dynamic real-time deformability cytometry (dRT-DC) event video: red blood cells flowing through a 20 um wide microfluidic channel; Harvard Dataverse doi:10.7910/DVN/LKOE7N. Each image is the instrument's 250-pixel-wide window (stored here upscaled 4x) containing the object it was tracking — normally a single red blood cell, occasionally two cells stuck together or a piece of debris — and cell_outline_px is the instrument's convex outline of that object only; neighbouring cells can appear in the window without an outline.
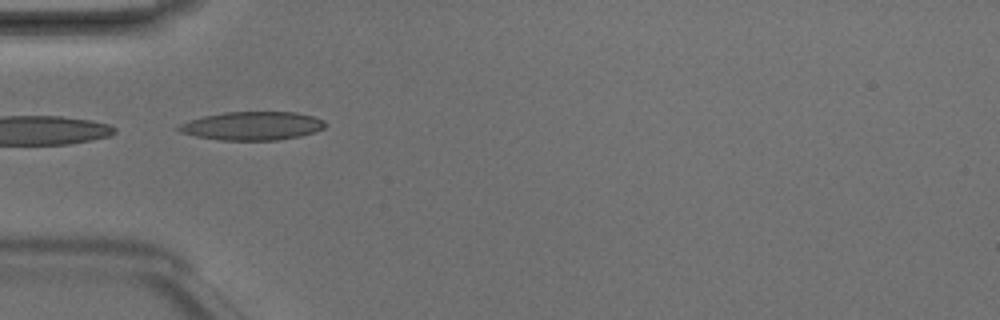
{"species": "Egyptian fruit bat (a non-hibernating species)", "species_latin": "Rousettus aegyptiacus", "temperature_condition": "room temperature", "stored_images_in_passage": 7, "camera_frame_rate_fps": 3000, "um_per_image_px": 0.085, "animal": {"sex": "male"}, "frame": {"image": 1, "passage_image": 5, "time_ms": 1.333, "image_size_px": [1000, 320], "cell_outline_px": [[328, 124], [324, 128], [300, 136], [276, 140], [220, 140], [196, 136], [180, 132], [176, 128], [180, 124], [204, 116], [224, 112], [296, 112], [312, 116], [324, 120]], "centroid_in_image_um": [21.46, 10.7], "position_along_channel_um": 63.5, "area_um2": 24.16}}